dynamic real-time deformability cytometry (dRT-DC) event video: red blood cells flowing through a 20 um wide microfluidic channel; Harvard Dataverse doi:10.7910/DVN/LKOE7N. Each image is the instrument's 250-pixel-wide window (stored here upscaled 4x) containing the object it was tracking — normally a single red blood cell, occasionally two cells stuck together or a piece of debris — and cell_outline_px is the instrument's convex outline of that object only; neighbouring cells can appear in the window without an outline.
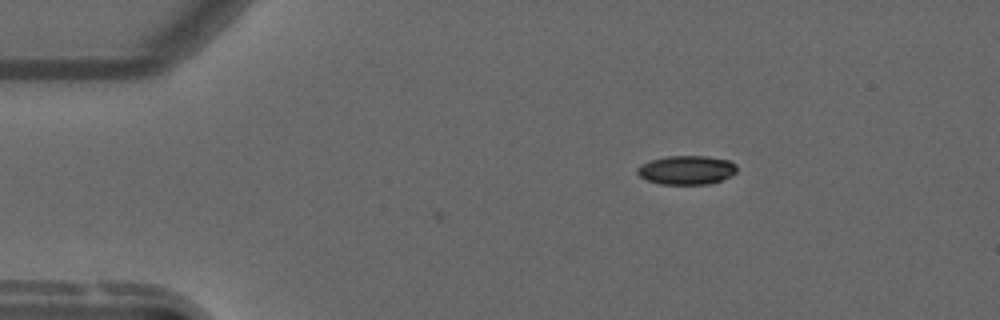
{"species": "common noctule bat (a hibernating species)", "species_latin": "Nyctalus noctula", "temperature_condition": "warm", "stored_images_in_passage": 2, "camera_frame_rate_fps": 3000, "um_per_image_px": 0.085, "animal": {"sex": "male", "forearm_length_mm": 52.5}, "frame": {"image": 1, "passage_image": 2, "time_ms": 0.333, "image_size_px": [1000, 320], "cell_outline_px": [[736, 172], [720, 180], [708, 184], [660, 184], [648, 180], [640, 176], [636, 172], [636, 168], [652, 160], [668, 156], [708, 156], [728, 160], [736, 164]], "centroid_in_image_um": [58.36, 14.45], "position_along_channel_um": 26.6, "area_um2": 16.53}}